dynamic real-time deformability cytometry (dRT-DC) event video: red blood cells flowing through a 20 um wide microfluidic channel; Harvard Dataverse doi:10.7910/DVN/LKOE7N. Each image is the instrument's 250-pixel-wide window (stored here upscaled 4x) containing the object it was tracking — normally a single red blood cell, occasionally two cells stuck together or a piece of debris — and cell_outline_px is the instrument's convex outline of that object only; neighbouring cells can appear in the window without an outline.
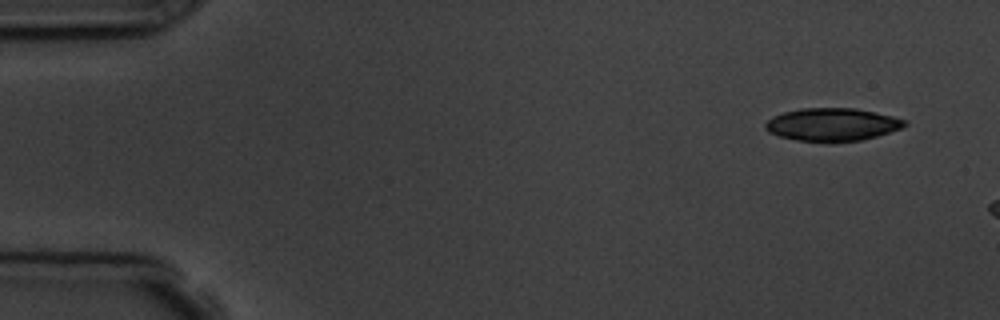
{"species": "common noctule bat (a hibernating species)", "species_latin": "Nyctalus noctula", "temperature_condition": "room temperature", "stored_images_in_passage": 5, "camera_frame_rate_fps": 3000, "um_per_image_px": 0.085, "animal": {"sex": "male", "body_mass_g": 19.5, "forearm_length_mm": 54.6}, "frame": {"image": 1, "passage_image": 1, "time_ms": 0.0, "image_size_px": [1000, 320], "cell_outline_px": [[908, 124], [900, 128], [876, 136], [860, 140], [832, 144], [824, 144], [796, 140], [780, 136], [768, 132], [764, 128], [764, 124], [772, 116], [784, 112], [800, 108], [856, 108], [892, 116], [908, 120]], "centroid_in_image_um": [70.71, 10.61], "position_along_channel_um": 14.3, "area_um2": 27.22}}
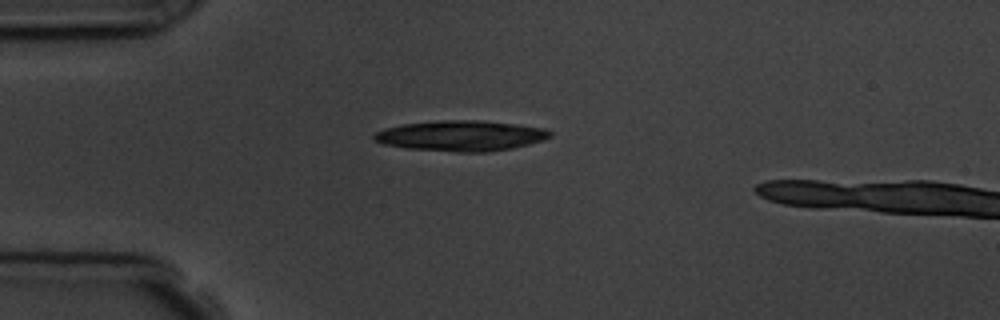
{"frame": {"image": 2, "passage_image": 4, "time_ms": 3.333, "image_size_px": [1000, 320], "cell_outline_px": [[552, 136], [544, 140], [512, 148], [488, 152], [456, 152], [404, 148], [384, 144], [372, 140], [372, 136], [376, 132], [384, 128], [404, 124], [440, 120], [480, 120], [520, 124], [544, 128], [552, 132]], "centroid_in_image_um": [39.19, 11.54], "position_along_channel_um": 45.8, "area_um2": 31.56}}